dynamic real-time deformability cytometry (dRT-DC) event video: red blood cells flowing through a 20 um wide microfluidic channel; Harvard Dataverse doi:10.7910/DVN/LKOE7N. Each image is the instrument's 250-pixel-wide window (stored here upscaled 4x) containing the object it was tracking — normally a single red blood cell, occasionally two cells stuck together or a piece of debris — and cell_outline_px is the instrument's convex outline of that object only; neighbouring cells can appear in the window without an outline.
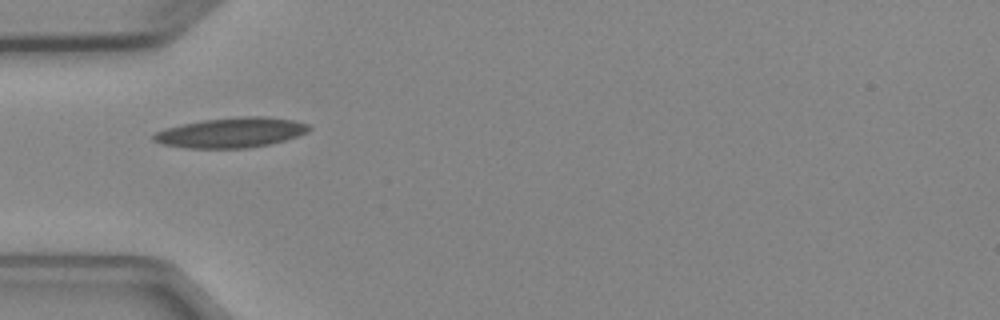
{"species": "Egyptian fruit bat (a non-hibernating species)", "species_latin": "Rousettus aegyptiacus", "temperature_condition": "cold", "stored_images_in_passage": 3, "camera_frame_rate_fps": 3000, "um_per_image_px": 0.085, "animal": {"sex": "female"}, "frame": {"image": 1, "passage_image": 1, "time_ms": 0.0, "image_size_px": [1000, 320], "cell_outline_px": [[312, 128], [308, 132], [284, 140], [268, 144], [248, 148], [188, 148], [164, 144], [152, 140], [152, 136], [156, 132], [164, 128], [180, 124], [204, 120], [240, 116], [268, 116], [292, 120], [308, 124]], "centroid_in_image_um": [19.64, 11.26], "position_along_channel_um": 65.4, "area_um2": 27.17}}